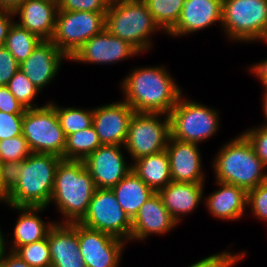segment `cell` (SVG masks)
Returning a JSON list of instances; mask_svg holds the SVG:
<instances>
[{
	"label": "cell",
	"mask_w": 267,
	"mask_h": 267,
	"mask_svg": "<svg viewBox=\"0 0 267 267\" xmlns=\"http://www.w3.org/2000/svg\"><path fill=\"white\" fill-rule=\"evenodd\" d=\"M22 135L33 153L53 154L62 158L66 136L55 110V103L26 109L22 120Z\"/></svg>",
	"instance_id": "cell-8"
},
{
	"label": "cell",
	"mask_w": 267,
	"mask_h": 267,
	"mask_svg": "<svg viewBox=\"0 0 267 267\" xmlns=\"http://www.w3.org/2000/svg\"><path fill=\"white\" fill-rule=\"evenodd\" d=\"M183 97H179L168 114L170 137L199 144L217 134L220 125L218 111Z\"/></svg>",
	"instance_id": "cell-7"
},
{
	"label": "cell",
	"mask_w": 267,
	"mask_h": 267,
	"mask_svg": "<svg viewBox=\"0 0 267 267\" xmlns=\"http://www.w3.org/2000/svg\"><path fill=\"white\" fill-rule=\"evenodd\" d=\"M204 183L171 181L157 193L170 215L179 223L181 217L193 212L202 201Z\"/></svg>",
	"instance_id": "cell-23"
},
{
	"label": "cell",
	"mask_w": 267,
	"mask_h": 267,
	"mask_svg": "<svg viewBox=\"0 0 267 267\" xmlns=\"http://www.w3.org/2000/svg\"><path fill=\"white\" fill-rule=\"evenodd\" d=\"M7 87L19 103L26 109L39 107L32 101L36 98L37 94L40 93V90H38L20 70L10 79Z\"/></svg>",
	"instance_id": "cell-31"
},
{
	"label": "cell",
	"mask_w": 267,
	"mask_h": 267,
	"mask_svg": "<svg viewBox=\"0 0 267 267\" xmlns=\"http://www.w3.org/2000/svg\"><path fill=\"white\" fill-rule=\"evenodd\" d=\"M132 170L155 193L165 188L172 181L166 150L135 160L132 163Z\"/></svg>",
	"instance_id": "cell-26"
},
{
	"label": "cell",
	"mask_w": 267,
	"mask_h": 267,
	"mask_svg": "<svg viewBox=\"0 0 267 267\" xmlns=\"http://www.w3.org/2000/svg\"><path fill=\"white\" fill-rule=\"evenodd\" d=\"M134 112L123 100L94 108L93 126L101 144L124 146Z\"/></svg>",
	"instance_id": "cell-15"
},
{
	"label": "cell",
	"mask_w": 267,
	"mask_h": 267,
	"mask_svg": "<svg viewBox=\"0 0 267 267\" xmlns=\"http://www.w3.org/2000/svg\"><path fill=\"white\" fill-rule=\"evenodd\" d=\"M101 141L92 125L66 136V146L62 159L84 161L101 146Z\"/></svg>",
	"instance_id": "cell-27"
},
{
	"label": "cell",
	"mask_w": 267,
	"mask_h": 267,
	"mask_svg": "<svg viewBox=\"0 0 267 267\" xmlns=\"http://www.w3.org/2000/svg\"><path fill=\"white\" fill-rule=\"evenodd\" d=\"M162 116H165L164 120L160 119ZM169 137L170 120L167 114L134 112L122 149L128 151L134 162L141 157L165 150Z\"/></svg>",
	"instance_id": "cell-9"
},
{
	"label": "cell",
	"mask_w": 267,
	"mask_h": 267,
	"mask_svg": "<svg viewBox=\"0 0 267 267\" xmlns=\"http://www.w3.org/2000/svg\"><path fill=\"white\" fill-rule=\"evenodd\" d=\"M160 31L169 33L178 22L185 0H144Z\"/></svg>",
	"instance_id": "cell-29"
},
{
	"label": "cell",
	"mask_w": 267,
	"mask_h": 267,
	"mask_svg": "<svg viewBox=\"0 0 267 267\" xmlns=\"http://www.w3.org/2000/svg\"><path fill=\"white\" fill-rule=\"evenodd\" d=\"M58 10L106 13L110 0H57Z\"/></svg>",
	"instance_id": "cell-35"
},
{
	"label": "cell",
	"mask_w": 267,
	"mask_h": 267,
	"mask_svg": "<svg viewBox=\"0 0 267 267\" xmlns=\"http://www.w3.org/2000/svg\"><path fill=\"white\" fill-rule=\"evenodd\" d=\"M61 128L65 136L84 130L93 125L94 109L73 107H60L55 104Z\"/></svg>",
	"instance_id": "cell-30"
},
{
	"label": "cell",
	"mask_w": 267,
	"mask_h": 267,
	"mask_svg": "<svg viewBox=\"0 0 267 267\" xmlns=\"http://www.w3.org/2000/svg\"><path fill=\"white\" fill-rule=\"evenodd\" d=\"M105 29L133 46L139 53L151 49V35L160 28L155 24L144 0L110 1Z\"/></svg>",
	"instance_id": "cell-5"
},
{
	"label": "cell",
	"mask_w": 267,
	"mask_h": 267,
	"mask_svg": "<svg viewBox=\"0 0 267 267\" xmlns=\"http://www.w3.org/2000/svg\"><path fill=\"white\" fill-rule=\"evenodd\" d=\"M26 108L13 96L7 86H0V111L12 114H24Z\"/></svg>",
	"instance_id": "cell-41"
},
{
	"label": "cell",
	"mask_w": 267,
	"mask_h": 267,
	"mask_svg": "<svg viewBox=\"0 0 267 267\" xmlns=\"http://www.w3.org/2000/svg\"><path fill=\"white\" fill-rule=\"evenodd\" d=\"M51 267H86L79 250L78 223H58L47 234Z\"/></svg>",
	"instance_id": "cell-19"
},
{
	"label": "cell",
	"mask_w": 267,
	"mask_h": 267,
	"mask_svg": "<svg viewBox=\"0 0 267 267\" xmlns=\"http://www.w3.org/2000/svg\"><path fill=\"white\" fill-rule=\"evenodd\" d=\"M61 160L59 156L44 153H32L22 160L20 178L9 192L8 206L48 207Z\"/></svg>",
	"instance_id": "cell-4"
},
{
	"label": "cell",
	"mask_w": 267,
	"mask_h": 267,
	"mask_svg": "<svg viewBox=\"0 0 267 267\" xmlns=\"http://www.w3.org/2000/svg\"><path fill=\"white\" fill-rule=\"evenodd\" d=\"M121 147L101 145L83 161L96 188L111 189L132 170V164L127 163Z\"/></svg>",
	"instance_id": "cell-13"
},
{
	"label": "cell",
	"mask_w": 267,
	"mask_h": 267,
	"mask_svg": "<svg viewBox=\"0 0 267 267\" xmlns=\"http://www.w3.org/2000/svg\"><path fill=\"white\" fill-rule=\"evenodd\" d=\"M178 225L163 205L158 193H154L140 207L137 215L132 220L130 241L146 240L151 234L164 235Z\"/></svg>",
	"instance_id": "cell-20"
},
{
	"label": "cell",
	"mask_w": 267,
	"mask_h": 267,
	"mask_svg": "<svg viewBox=\"0 0 267 267\" xmlns=\"http://www.w3.org/2000/svg\"><path fill=\"white\" fill-rule=\"evenodd\" d=\"M96 189L83 161L62 159L56 169L50 200L64 218L58 223H79L86 215Z\"/></svg>",
	"instance_id": "cell-2"
},
{
	"label": "cell",
	"mask_w": 267,
	"mask_h": 267,
	"mask_svg": "<svg viewBox=\"0 0 267 267\" xmlns=\"http://www.w3.org/2000/svg\"><path fill=\"white\" fill-rule=\"evenodd\" d=\"M111 189L131 220L137 215L144 202L155 193L133 170Z\"/></svg>",
	"instance_id": "cell-25"
},
{
	"label": "cell",
	"mask_w": 267,
	"mask_h": 267,
	"mask_svg": "<svg viewBox=\"0 0 267 267\" xmlns=\"http://www.w3.org/2000/svg\"><path fill=\"white\" fill-rule=\"evenodd\" d=\"M252 144L256 155L267 167V126L260 125L243 132Z\"/></svg>",
	"instance_id": "cell-37"
},
{
	"label": "cell",
	"mask_w": 267,
	"mask_h": 267,
	"mask_svg": "<svg viewBox=\"0 0 267 267\" xmlns=\"http://www.w3.org/2000/svg\"><path fill=\"white\" fill-rule=\"evenodd\" d=\"M22 0H0V9L14 10Z\"/></svg>",
	"instance_id": "cell-45"
},
{
	"label": "cell",
	"mask_w": 267,
	"mask_h": 267,
	"mask_svg": "<svg viewBox=\"0 0 267 267\" xmlns=\"http://www.w3.org/2000/svg\"><path fill=\"white\" fill-rule=\"evenodd\" d=\"M4 233L3 232H1V229H0V259H1V257L7 252L6 251V240H5V237H4V235H3Z\"/></svg>",
	"instance_id": "cell-47"
},
{
	"label": "cell",
	"mask_w": 267,
	"mask_h": 267,
	"mask_svg": "<svg viewBox=\"0 0 267 267\" xmlns=\"http://www.w3.org/2000/svg\"><path fill=\"white\" fill-rule=\"evenodd\" d=\"M65 58L68 59L51 40H41L30 56L19 64V70L42 91L55 79Z\"/></svg>",
	"instance_id": "cell-16"
},
{
	"label": "cell",
	"mask_w": 267,
	"mask_h": 267,
	"mask_svg": "<svg viewBox=\"0 0 267 267\" xmlns=\"http://www.w3.org/2000/svg\"><path fill=\"white\" fill-rule=\"evenodd\" d=\"M18 256L31 267H51V256L48 238L18 247Z\"/></svg>",
	"instance_id": "cell-32"
},
{
	"label": "cell",
	"mask_w": 267,
	"mask_h": 267,
	"mask_svg": "<svg viewBox=\"0 0 267 267\" xmlns=\"http://www.w3.org/2000/svg\"><path fill=\"white\" fill-rule=\"evenodd\" d=\"M24 114H12L0 111V141L22 135Z\"/></svg>",
	"instance_id": "cell-38"
},
{
	"label": "cell",
	"mask_w": 267,
	"mask_h": 267,
	"mask_svg": "<svg viewBox=\"0 0 267 267\" xmlns=\"http://www.w3.org/2000/svg\"><path fill=\"white\" fill-rule=\"evenodd\" d=\"M19 70V63L5 47L0 48V86H7Z\"/></svg>",
	"instance_id": "cell-40"
},
{
	"label": "cell",
	"mask_w": 267,
	"mask_h": 267,
	"mask_svg": "<svg viewBox=\"0 0 267 267\" xmlns=\"http://www.w3.org/2000/svg\"><path fill=\"white\" fill-rule=\"evenodd\" d=\"M9 251L10 252L5 253L1 257V267H31L24 260H22L14 251Z\"/></svg>",
	"instance_id": "cell-43"
},
{
	"label": "cell",
	"mask_w": 267,
	"mask_h": 267,
	"mask_svg": "<svg viewBox=\"0 0 267 267\" xmlns=\"http://www.w3.org/2000/svg\"><path fill=\"white\" fill-rule=\"evenodd\" d=\"M199 144L169 137L166 152L173 182L204 183Z\"/></svg>",
	"instance_id": "cell-17"
},
{
	"label": "cell",
	"mask_w": 267,
	"mask_h": 267,
	"mask_svg": "<svg viewBox=\"0 0 267 267\" xmlns=\"http://www.w3.org/2000/svg\"><path fill=\"white\" fill-rule=\"evenodd\" d=\"M81 225L128 242L132 220L118 203L112 189L97 188Z\"/></svg>",
	"instance_id": "cell-11"
},
{
	"label": "cell",
	"mask_w": 267,
	"mask_h": 267,
	"mask_svg": "<svg viewBox=\"0 0 267 267\" xmlns=\"http://www.w3.org/2000/svg\"><path fill=\"white\" fill-rule=\"evenodd\" d=\"M164 66L131 70L121 83L125 101L137 113L169 114L182 90Z\"/></svg>",
	"instance_id": "cell-1"
},
{
	"label": "cell",
	"mask_w": 267,
	"mask_h": 267,
	"mask_svg": "<svg viewBox=\"0 0 267 267\" xmlns=\"http://www.w3.org/2000/svg\"><path fill=\"white\" fill-rule=\"evenodd\" d=\"M247 207L254 217L267 222V181L247 191Z\"/></svg>",
	"instance_id": "cell-34"
},
{
	"label": "cell",
	"mask_w": 267,
	"mask_h": 267,
	"mask_svg": "<svg viewBox=\"0 0 267 267\" xmlns=\"http://www.w3.org/2000/svg\"><path fill=\"white\" fill-rule=\"evenodd\" d=\"M232 253L233 252H228V250L216 253L205 257L188 267H233L246 256L245 251L238 254Z\"/></svg>",
	"instance_id": "cell-36"
},
{
	"label": "cell",
	"mask_w": 267,
	"mask_h": 267,
	"mask_svg": "<svg viewBox=\"0 0 267 267\" xmlns=\"http://www.w3.org/2000/svg\"><path fill=\"white\" fill-rule=\"evenodd\" d=\"M223 0H185L175 27L168 33L172 37L189 35L222 22Z\"/></svg>",
	"instance_id": "cell-21"
},
{
	"label": "cell",
	"mask_w": 267,
	"mask_h": 267,
	"mask_svg": "<svg viewBox=\"0 0 267 267\" xmlns=\"http://www.w3.org/2000/svg\"><path fill=\"white\" fill-rule=\"evenodd\" d=\"M0 143V161H22L33 153L23 135L1 140Z\"/></svg>",
	"instance_id": "cell-33"
},
{
	"label": "cell",
	"mask_w": 267,
	"mask_h": 267,
	"mask_svg": "<svg viewBox=\"0 0 267 267\" xmlns=\"http://www.w3.org/2000/svg\"><path fill=\"white\" fill-rule=\"evenodd\" d=\"M22 168V161H0L2 184L10 192L18 183Z\"/></svg>",
	"instance_id": "cell-39"
},
{
	"label": "cell",
	"mask_w": 267,
	"mask_h": 267,
	"mask_svg": "<svg viewBox=\"0 0 267 267\" xmlns=\"http://www.w3.org/2000/svg\"><path fill=\"white\" fill-rule=\"evenodd\" d=\"M14 13L12 10L0 9V48L4 47L8 30L14 22Z\"/></svg>",
	"instance_id": "cell-42"
},
{
	"label": "cell",
	"mask_w": 267,
	"mask_h": 267,
	"mask_svg": "<svg viewBox=\"0 0 267 267\" xmlns=\"http://www.w3.org/2000/svg\"><path fill=\"white\" fill-rule=\"evenodd\" d=\"M140 54L126 41L104 29L86 41L69 59L78 63L113 64Z\"/></svg>",
	"instance_id": "cell-14"
},
{
	"label": "cell",
	"mask_w": 267,
	"mask_h": 267,
	"mask_svg": "<svg viewBox=\"0 0 267 267\" xmlns=\"http://www.w3.org/2000/svg\"><path fill=\"white\" fill-rule=\"evenodd\" d=\"M9 201V192L5 189V187L2 184V178L0 173V203L4 202L6 205H8Z\"/></svg>",
	"instance_id": "cell-46"
},
{
	"label": "cell",
	"mask_w": 267,
	"mask_h": 267,
	"mask_svg": "<svg viewBox=\"0 0 267 267\" xmlns=\"http://www.w3.org/2000/svg\"><path fill=\"white\" fill-rule=\"evenodd\" d=\"M79 250L86 267H119L125 241L78 223Z\"/></svg>",
	"instance_id": "cell-12"
},
{
	"label": "cell",
	"mask_w": 267,
	"mask_h": 267,
	"mask_svg": "<svg viewBox=\"0 0 267 267\" xmlns=\"http://www.w3.org/2000/svg\"><path fill=\"white\" fill-rule=\"evenodd\" d=\"M106 13L58 10L51 41L70 59L94 35L105 29Z\"/></svg>",
	"instance_id": "cell-10"
},
{
	"label": "cell",
	"mask_w": 267,
	"mask_h": 267,
	"mask_svg": "<svg viewBox=\"0 0 267 267\" xmlns=\"http://www.w3.org/2000/svg\"><path fill=\"white\" fill-rule=\"evenodd\" d=\"M40 41L41 39L37 35L20 27L14 21L8 30L4 47L9 50L20 64L30 56Z\"/></svg>",
	"instance_id": "cell-28"
},
{
	"label": "cell",
	"mask_w": 267,
	"mask_h": 267,
	"mask_svg": "<svg viewBox=\"0 0 267 267\" xmlns=\"http://www.w3.org/2000/svg\"><path fill=\"white\" fill-rule=\"evenodd\" d=\"M12 209L19 211L20 215L16 220L15 228H13V241L10 243L11 251H15L18 247L40 241L47 237L48 231L55 224L54 221L44 222L40 218L39 212L47 209V207L32 206H10ZM37 212V213H36Z\"/></svg>",
	"instance_id": "cell-24"
},
{
	"label": "cell",
	"mask_w": 267,
	"mask_h": 267,
	"mask_svg": "<svg viewBox=\"0 0 267 267\" xmlns=\"http://www.w3.org/2000/svg\"><path fill=\"white\" fill-rule=\"evenodd\" d=\"M212 164L216 181L236 185L246 191L267 181V167L243 133L225 143Z\"/></svg>",
	"instance_id": "cell-3"
},
{
	"label": "cell",
	"mask_w": 267,
	"mask_h": 267,
	"mask_svg": "<svg viewBox=\"0 0 267 267\" xmlns=\"http://www.w3.org/2000/svg\"><path fill=\"white\" fill-rule=\"evenodd\" d=\"M249 71L251 74H255L263 86L267 87V58L250 66Z\"/></svg>",
	"instance_id": "cell-44"
},
{
	"label": "cell",
	"mask_w": 267,
	"mask_h": 267,
	"mask_svg": "<svg viewBox=\"0 0 267 267\" xmlns=\"http://www.w3.org/2000/svg\"><path fill=\"white\" fill-rule=\"evenodd\" d=\"M57 0H22L13 10L19 16L20 27L37 35L41 40H51L55 31Z\"/></svg>",
	"instance_id": "cell-18"
},
{
	"label": "cell",
	"mask_w": 267,
	"mask_h": 267,
	"mask_svg": "<svg viewBox=\"0 0 267 267\" xmlns=\"http://www.w3.org/2000/svg\"><path fill=\"white\" fill-rule=\"evenodd\" d=\"M265 88V90L263 91L264 93H263V111H264V116H265V118H266V123H264V124H262V125H265V126H267V87L266 86H264Z\"/></svg>",
	"instance_id": "cell-48"
},
{
	"label": "cell",
	"mask_w": 267,
	"mask_h": 267,
	"mask_svg": "<svg viewBox=\"0 0 267 267\" xmlns=\"http://www.w3.org/2000/svg\"><path fill=\"white\" fill-rule=\"evenodd\" d=\"M219 186L205 197L206 208L212 216L221 220H239L247 209V191L239 186L216 181Z\"/></svg>",
	"instance_id": "cell-22"
},
{
	"label": "cell",
	"mask_w": 267,
	"mask_h": 267,
	"mask_svg": "<svg viewBox=\"0 0 267 267\" xmlns=\"http://www.w3.org/2000/svg\"><path fill=\"white\" fill-rule=\"evenodd\" d=\"M221 27L231 41H267V0H223Z\"/></svg>",
	"instance_id": "cell-6"
}]
</instances>
